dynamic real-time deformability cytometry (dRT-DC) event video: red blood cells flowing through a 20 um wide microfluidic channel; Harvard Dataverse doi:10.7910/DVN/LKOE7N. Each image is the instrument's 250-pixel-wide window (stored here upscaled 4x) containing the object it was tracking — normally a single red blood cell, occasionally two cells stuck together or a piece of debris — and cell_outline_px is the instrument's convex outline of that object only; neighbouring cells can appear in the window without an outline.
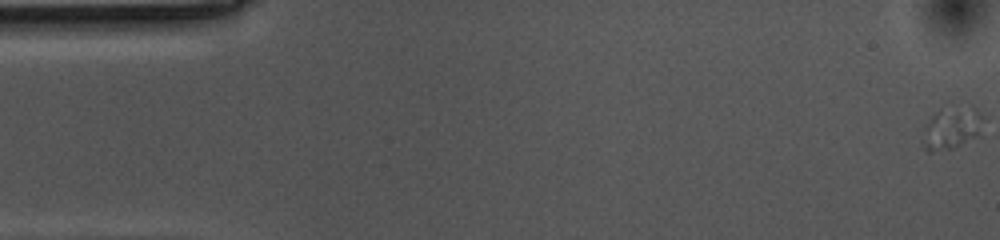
{"species": "common noctule bat (a hibernating species)", "species_latin": "Nyctalus noctula", "temperature_condition": "cold", "stored_images_in_passage": 7, "camera_frame_rate_fps": 3000, "um_per_image_px": 0.085, "animal": {"sex": "female", "body_mass_g": 10.0, "forearm_length_mm": 53.1}, "frame": {"image": 1, "passage_image": 1, "time_ms": 0.0, "image_size_px": [1000, 240], "cell_outline_px": [[980, 136], [952, 148], [932, 152], [928, 152], [924, 148], [924, 128], [932, 116], [940, 108], [956, 116], [976, 132]], "centroid_in_image_um": [80.44, 11.23], "position_along_channel_um": 4.6, "area_um2": 10.87}}